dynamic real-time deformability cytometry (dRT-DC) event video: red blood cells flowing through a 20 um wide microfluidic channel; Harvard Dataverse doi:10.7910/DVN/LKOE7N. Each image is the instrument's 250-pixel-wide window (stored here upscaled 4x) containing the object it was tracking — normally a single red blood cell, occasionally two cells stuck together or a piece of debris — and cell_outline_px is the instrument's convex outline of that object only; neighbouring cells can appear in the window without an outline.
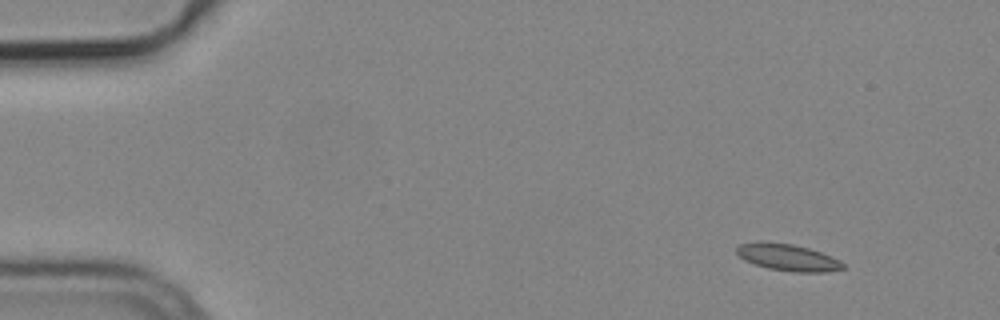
{"species": "common noctule bat (a hibernating species)", "species_latin": "Nyctalus noctula", "temperature_condition": "cold", "stored_images_in_passage": 3, "camera_frame_rate_fps": 3000, "um_per_image_px": 0.085, "animal": {"sex": "male", "body_mass_g": 19.2, "forearm_length_mm": 51.8}, "frame": {"image": 1, "passage_image": 1, "time_ms": 0.0, "image_size_px": [1000, 320], "cell_outline_px": [[844, 268], [824, 272], [792, 272], [768, 268], [744, 260], [736, 252], [736, 248], [740, 244], [760, 240], [792, 244], [808, 248], [832, 256], [840, 260], [844, 264]], "centroid_in_image_um": [66.94, 21.86], "position_along_channel_um": 18.1, "area_um2": 16.65}}
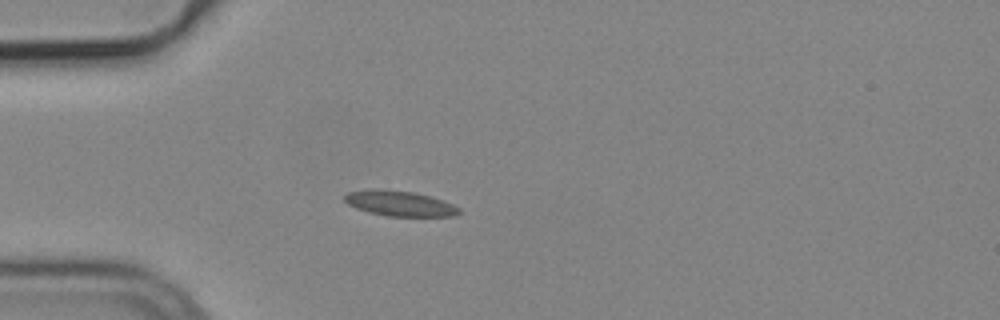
{"frame": {"image": 2, "passage_image": 3, "time_ms": 0.667, "image_size_px": [1000, 320], "cell_outline_px": [[460, 212], [456, 216], [388, 216], [368, 212], [356, 208], [348, 204], [344, 200], [344, 196], [348, 192], [372, 188], [412, 192], [444, 200], [460, 208]], "centroid_in_image_um": [33.96, 17.29], "position_along_channel_um": 51.0, "area_um2": 16.82}}